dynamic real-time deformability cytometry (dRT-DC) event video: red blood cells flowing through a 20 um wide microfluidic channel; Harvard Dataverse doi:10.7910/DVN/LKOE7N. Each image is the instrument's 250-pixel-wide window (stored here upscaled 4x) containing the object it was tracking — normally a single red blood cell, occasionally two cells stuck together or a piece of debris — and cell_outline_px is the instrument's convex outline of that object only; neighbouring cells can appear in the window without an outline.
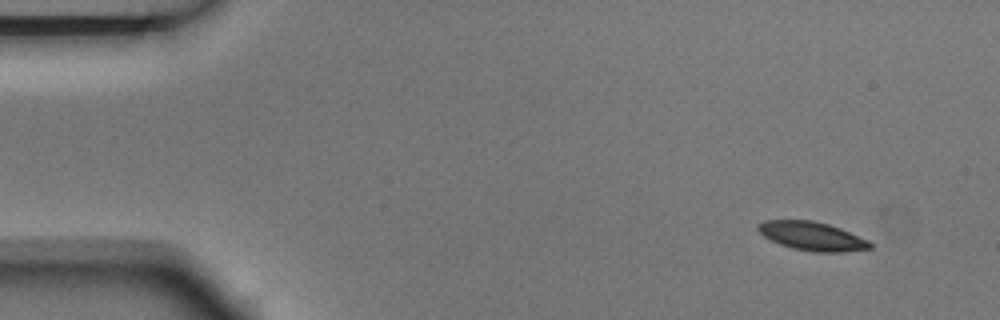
{"species": "Egyptian fruit bat (a non-hibernating species)", "species_latin": "Rousettus aegyptiacus", "temperature_condition": "room temperature", "stored_images_in_passage": 3, "camera_frame_rate_fps": 3000, "um_per_image_px": 0.085, "animal": {"sex": "male"}, "frame": {"image": 1, "passage_image": 1, "time_ms": 0.0, "image_size_px": [1000, 320], "cell_outline_px": [[872, 248], [844, 252], [816, 252], [792, 248], [780, 244], [764, 236], [756, 228], [756, 224], [764, 220], [812, 220], [828, 224], [840, 228], [868, 240], [872, 244]], "centroid_in_image_um": [69.01, 20.07], "position_along_channel_um": 16.0, "area_um2": 18.67}}
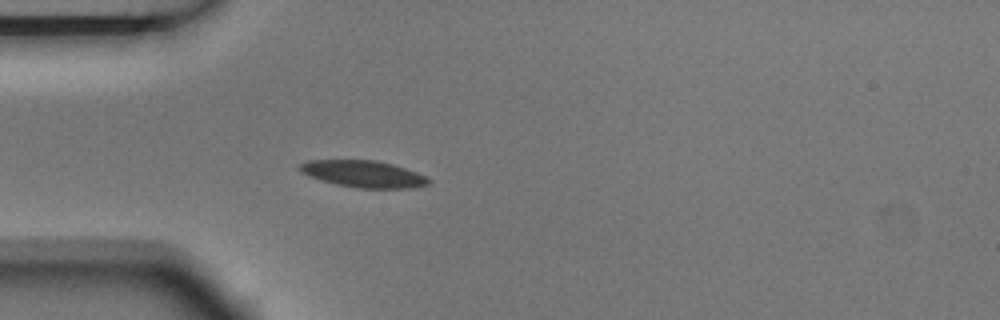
{"frame": {"image": 2, "passage_image": 3, "time_ms": 0.667, "image_size_px": [1000, 320], "cell_outline_px": [[432, 184], [412, 188], [356, 188], [336, 184], [320, 180], [308, 176], [300, 172], [300, 164], [308, 160], [376, 160], [392, 164], [428, 176], [432, 180]], "centroid_in_image_um": [30.93, 14.79], "position_along_channel_um": 54.1, "area_um2": 20.29}}